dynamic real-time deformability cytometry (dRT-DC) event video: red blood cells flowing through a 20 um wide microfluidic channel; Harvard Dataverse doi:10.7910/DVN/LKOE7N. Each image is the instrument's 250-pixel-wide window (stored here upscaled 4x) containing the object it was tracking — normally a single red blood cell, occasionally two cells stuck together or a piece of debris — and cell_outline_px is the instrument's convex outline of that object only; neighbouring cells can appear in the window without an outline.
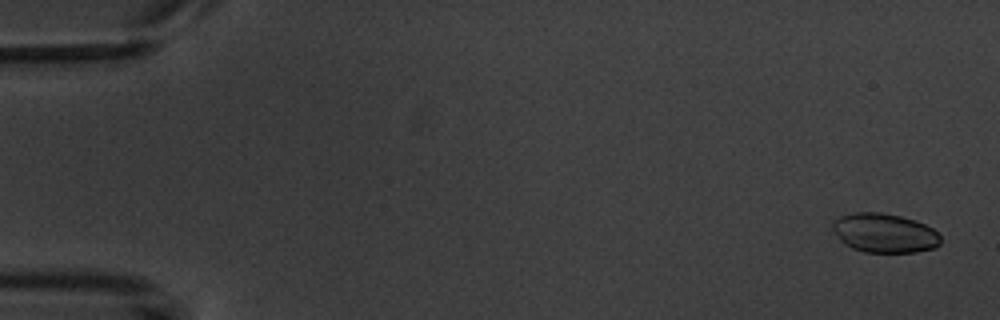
{"species": "common noctule bat (a hibernating species)", "species_latin": "Nyctalus noctula", "temperature_condition": "warm", "stored_images_in_passage": 4, "camera_frame_rate_fps": 3000, "um_per_image_px": 0.085, "animal": {"sex": "male", "body_mass_g": 20.1, "forearm_length_mm": 53.5}, "frame": {"image": 1, "passage_image": 1, "time_ms": 0.0, "image_size_px": [1000, 320], "cell_outline_px": [[940, 244], [936, 248], [916, 252], [864, 252], [852, 248], [844, 244], [840, 240], [832, 228], [832, 220], [840, 216], [856, 212], [880, 212], [900, 216], [924, 224], [932, 228], [940, 236]], "centroid_in_image_um": [75.16, 19.81], "position_along_channel_um": 9.8, "area_um2": 24.68}}
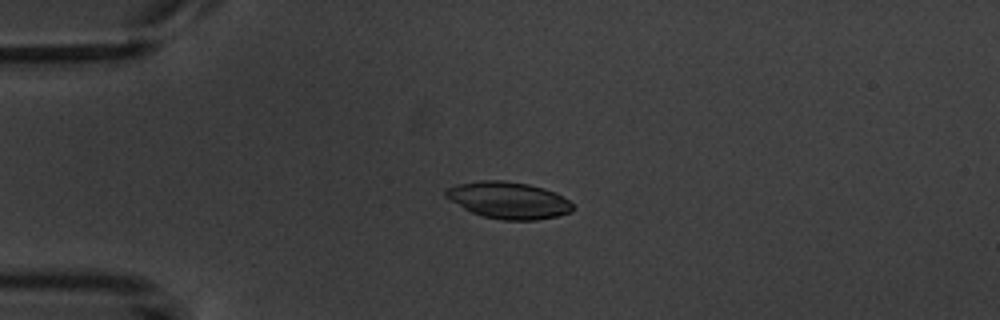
{"frame": {"image": 2, "passage_image": 4, "time_ms": 4.0, "image_size_px": [1000, 320], "cell_outline_px": [[576, 208], [572, 212], [556, 216], [536, 220], [504, 220], [484, 216], [472, 212], [464, 208], [444, 196], [444, 192], [448, 188], [460, 184], [480, 180], [504, 180], [528, 184], [544, 188], [556, 192], [568, 200]], "centroid_in_image_um": [43.26, 17.02], "position_along_channel_um": 41.7, "area_um2": 27.11}}